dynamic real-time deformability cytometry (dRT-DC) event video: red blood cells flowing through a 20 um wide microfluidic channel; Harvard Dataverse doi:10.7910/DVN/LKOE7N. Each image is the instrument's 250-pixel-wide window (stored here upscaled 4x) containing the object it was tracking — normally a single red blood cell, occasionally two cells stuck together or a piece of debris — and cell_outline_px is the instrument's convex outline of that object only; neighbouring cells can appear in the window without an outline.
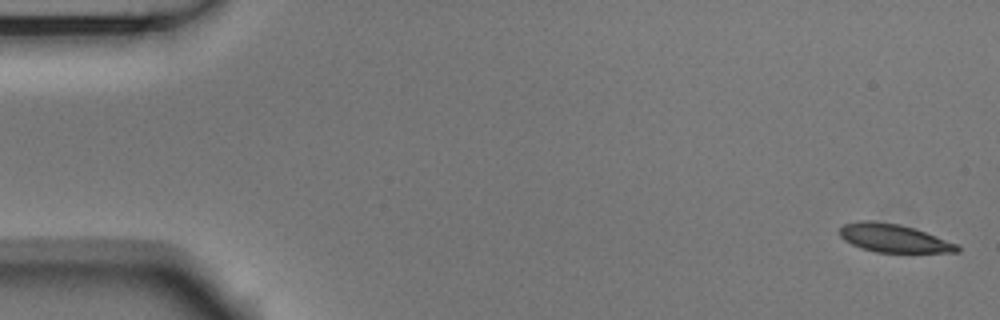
{"species": "Egyptian fruit bat (a non-hibernating species)", "species_latin": "Rousettus aegyptiacus", "temperature_condition": "room temperature", "stored_images_in_passage": 54, "camera_frame_rate_fps": 3000, "um_per_image_px": 0.085, "animal": {"sex": "male"}, "frame": {"image": 1, "passage_image": 1, "time_ms": 0.0, "image_size_px": [1000, 320], "cell_outline_px": [[960, 252], [876, 252], [860, 248], [844, 240], [840, 236], [840, 228], [844, 224], [860, 220], [872, 220], [900, 224], [936, 236], [956, 244], [960, 248]], "centroid_in_image_um": [75.91, 20.24], "position_along_channel_um": 9.1, "area_um2": 19.13}}
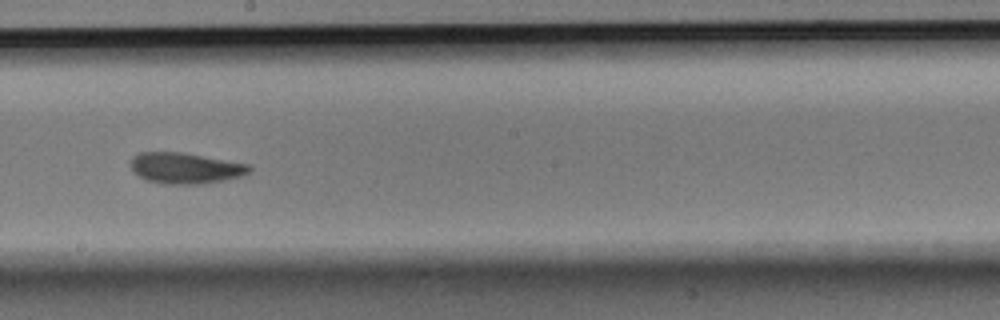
{"frame": {"image": 2, "passage_image": 30, "time_ms": 9.667, "image_size_px": [1000, 320], "cell_outline_px": [[252, 168], [248, 172], [240, 176], [224, 180], [204, 184], [164, 184], [148, 180], [140, 176], [132, 168], [132, 156], [140, 152], [180, 152], [248, 164]], "centroid_in_image_um": [15.76, 14.29], "position_along_channel_um": 232.4, "area_um2": 21.04}}
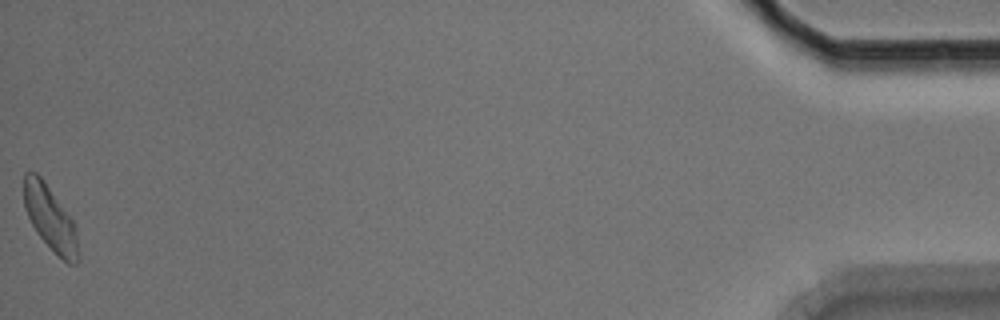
{"frame": {"image": 3, "passage_image": 54, "time_ms": 17.667, "image_size_px": [1000, 320], "cell_outline_px": [[80, 260], [76, 264], [68, 264], [36, 232], [24, 208], [24, 172], [36, 172], [40, 176], [76, 224]], "centroid_in_image_um": [4.3, 18.57], "position_along_channel_um": 430.9, "area_um2": 20.29}, "authors_computed_cell_mechanics": {"area_um2": 20.7502, "velocity_mm_per_s": 3.7035, "shape_relaxation_time_tau1_ms": 3.1259, "shape_relaxation_time_tau2_ms": 2.9824, "deformation_change_tau1": 0.132, "deformation_change_tau2": 0.0948}}